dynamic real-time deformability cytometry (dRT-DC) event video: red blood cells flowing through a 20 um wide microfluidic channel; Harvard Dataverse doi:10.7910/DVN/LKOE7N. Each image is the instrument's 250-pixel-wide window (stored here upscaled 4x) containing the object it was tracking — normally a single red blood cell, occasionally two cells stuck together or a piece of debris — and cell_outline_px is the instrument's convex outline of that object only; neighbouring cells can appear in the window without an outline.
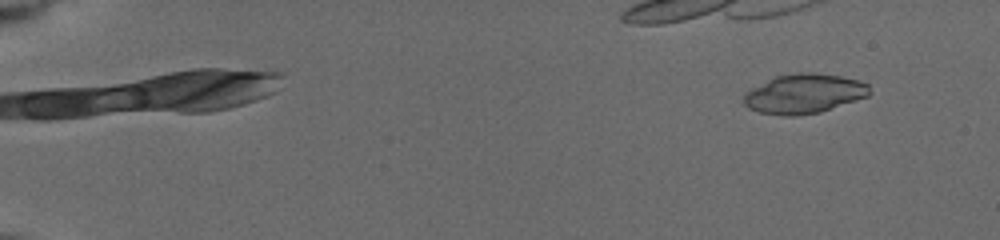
{"species": "common noctule bat (a hibernating species)", "species_latin": "Nyctalus noctula", "temperature_condition": "cold", "stored_images_in_passage": 9, "camera_frame_rate_fps": 3000, "um_per_image_px": 0.085, "animal": {"sex": "female", "body_mass_g": 19.5, "forearm_length_mm": 54.1}, "frame": {"image": 1, "passage_image": 1, "time_ms": 0.0, "image_size_px": [1000, 240], "cell_outline_px": [[872, 92], [868, 96], [820, 112], [792, 116], [788, 116], [760, 112], [748, 108], [744, 104], [744, 92], [776, 76], [796, 72], [812, 72], [840, 76], [860, 80], [868, 84]], "centroid_in_image_um": [68.36, 7.95], "position_along_channel_um": 16.6, "area_um2": 28.9}}